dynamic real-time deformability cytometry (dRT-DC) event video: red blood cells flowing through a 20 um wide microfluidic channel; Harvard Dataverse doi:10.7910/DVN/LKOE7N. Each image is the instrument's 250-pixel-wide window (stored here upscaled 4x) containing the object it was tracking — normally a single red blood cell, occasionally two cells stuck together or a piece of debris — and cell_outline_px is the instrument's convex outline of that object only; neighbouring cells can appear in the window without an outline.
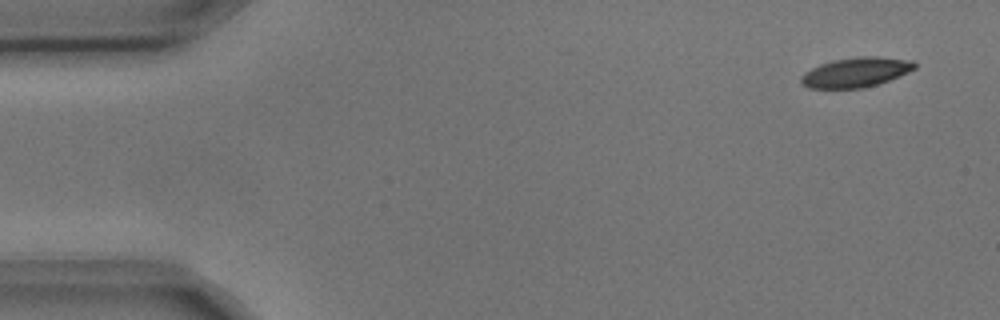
{"species": "common noctule bat (a hibernating species)", "species_latin": "Nyctalus noctula", "temperature_condition": "cold", "stored_images_in_passage": 9, "camera_frame_rate_fps": 3000, "um_per_image_px": 0.085, "animal": {"sex": "male", "body_mass_g": 17.9, "forearm_length_mm": 54.2}, "frame": {"image": 1, "passage_image": 1, "time_ms": 0.0, "image_size_px": [1000, 320], "cell_outline_px": [[916, 68], [908, 72], [888, 80], [864, 88], [808, 88], [800, 84], [800, 76], [804, 72], [820, 64], [832, 60], [860, 56], [880, 56], [912, 60], [916, 64]], "centroid_in_image_um": [72.72, 6.14], "position_along_channel_um": 12.3, "area_um2": 19.77}}
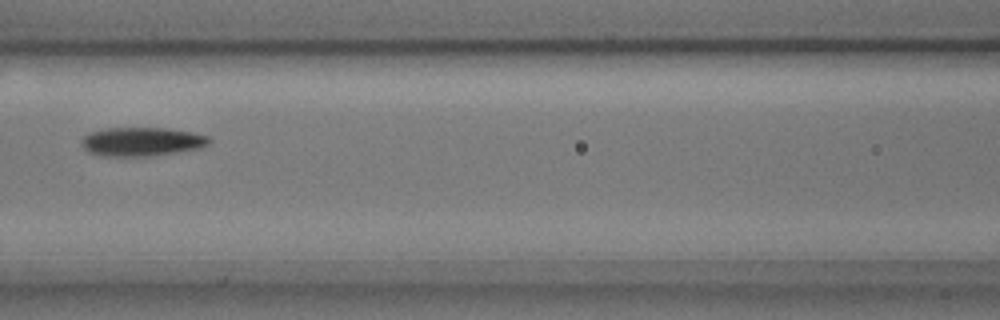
{"frame": {"image": 2, "passage_image": 8, "time_ms": 2.333, "image_size_px": [1000, 320], "cell_outline_px": [[212, 140], [208, 144], [200, 148], [176, 152], [148, 156], [100, 156], [88, 152], [80, 144], [80, 140], [88, 132], [108, 128], [168, 128], [192, 132], [208, 136]], "centroid_in_image_um": [12.01, 12.04], "position_along_channel_um": 154.6, "area_um2": 21.56}}
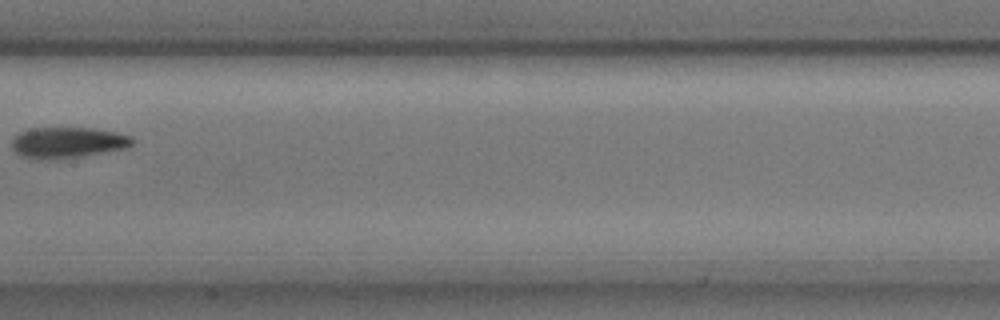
{"frame": {"image": 3, "passage_image": 9, "time_ms": 2.667, "image_size_px": [1000, 320], "cell_outline_px": [[136, 140], [128, 148], [80, 156], [36, 160], [20, 156], [12, 148], [12, 140], [20, 132], [32, 128], [92, 128], [132, 136]], "centroid_in_image_um": [5.75, 12.12], "position_along_channel_um": 201.7, "area_um2": 21.56}}